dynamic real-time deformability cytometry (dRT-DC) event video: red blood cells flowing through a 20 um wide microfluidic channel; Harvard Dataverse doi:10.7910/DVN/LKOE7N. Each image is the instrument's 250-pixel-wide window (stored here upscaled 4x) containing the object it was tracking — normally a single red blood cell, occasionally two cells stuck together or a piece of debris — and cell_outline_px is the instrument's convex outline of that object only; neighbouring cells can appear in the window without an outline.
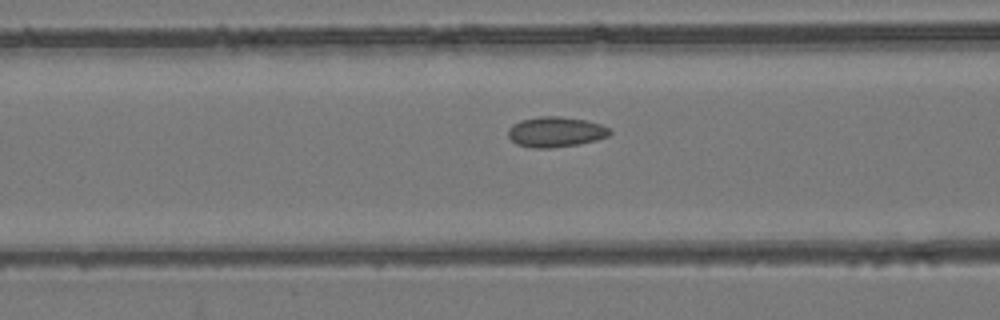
{"species": "common noctule bat (a hibernating species)", "species_latin": "Nyctalus noctula", "temperature_condition": "room temperature", "stored_images_in_passage": 44, "camera_frame_rate_fps": 3000, "um_per_image_px": 0.085, "animal": {"sex": "female", "body_mass_g": 24.6, "forearm_length_mm": 56.2}, "frame": {"image": 1, "passage_image": 22, "time_ms": 7.0, "image_size_px": [1000, 320], "cell_outline_px": [[612, 132], [608, 136], [596, 140], [576, 144], [552, 148], [532, 148], [516, 144], [508, 136], [508, 128], [512, 124], [520, 120], [540, 116], [560, 116], [588, 120], [600, 124], [608, 128]], "centroid_in_image_um": [47.21, 11.2], "position_along_channel_um": 119.4, "area_um2": 18.03}}
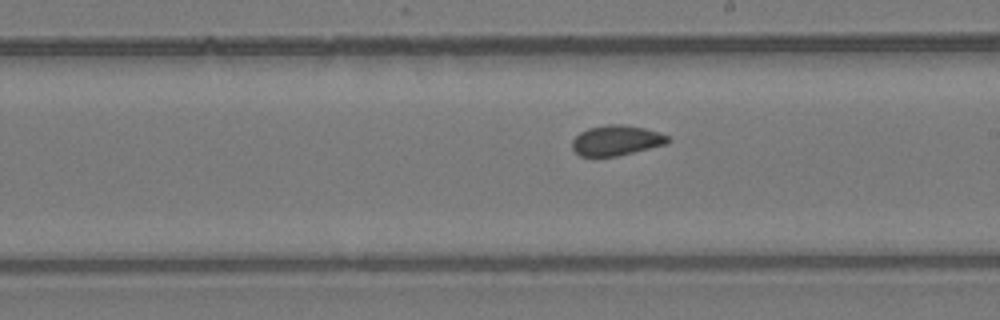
{"frame": {"image": 2, "passage_image": 31, "time_ms": 10.0, "image_size_px": [1000, 320], "cell_outline_px": [[672, 140], [668, 144], [616, 156], [580, 156], [572, 148], [572, 140], [580, 132], [588, 128], [604, 124], [624, 124], [644, 128], [660, 132], [668, 136]], "centroid_in_image_um": [52.42, 11.92], "position_along_channel_um": 236.6, "area_um2": 16.99}}
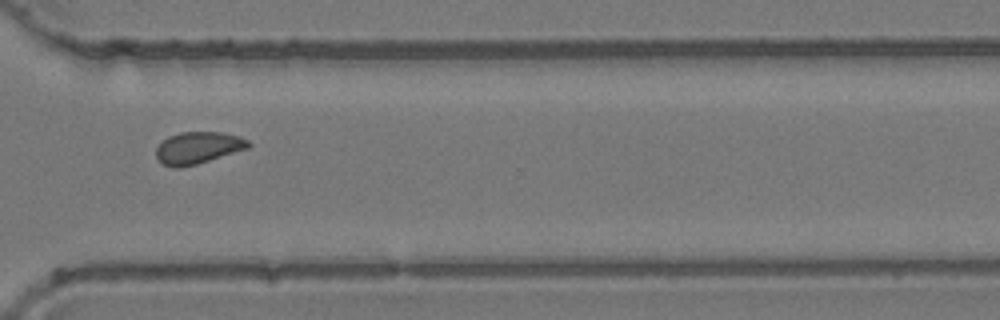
{"frame": {"image": 3, "passage_image": 40, "time_ms": 13.0, "image_size_px": [1000, 320], "cell_outline_px": [[252, 144], [248, 148], [196, 164], [180, 168], [176, 168], [164, 164], [156, 156], [156, 148], [168, 136], [180, 132], [224, 132], [240, 136], [248, 140]], "centroid_in_image_um": [16.85, 12.54], "position_along_channel_um": 353.7, "area_um2": 17.05}}